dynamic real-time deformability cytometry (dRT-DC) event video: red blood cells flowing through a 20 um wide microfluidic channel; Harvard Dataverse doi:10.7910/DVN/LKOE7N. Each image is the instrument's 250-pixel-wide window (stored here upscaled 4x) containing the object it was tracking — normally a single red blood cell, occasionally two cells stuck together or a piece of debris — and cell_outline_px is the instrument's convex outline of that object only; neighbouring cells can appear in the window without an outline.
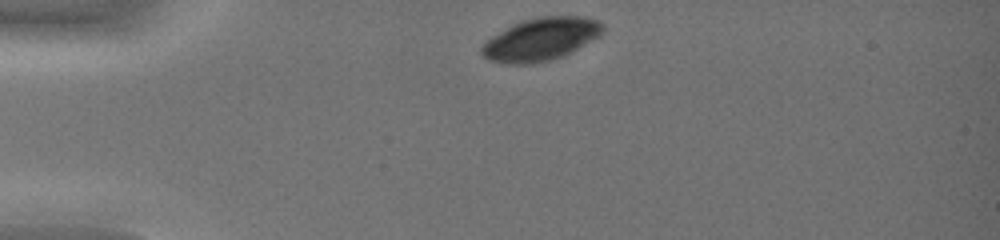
{"species": "common noctule bat (a hibernating species)", "species_latin": "Nyctalus noctula", "temperature_condition": "warm", "stored_images_in_passage": 34, "camera_frame_rate_fps": 3000, "um_per_image_px": 0.085, "animal": {"sex": "female", "body_mass_g": 19.0, "forearm_length_mm": 51.5}, "frame": {"image": 1, "passage_image": 1, "time_ms": 0.0, "image_size_px": [1000, 240], "cell_outline_px": [[604, 28], [600, 36], [564, 56], [532, 64], [508, 64], [488, 60], [480, 52], [480, 48], [492, 36], [512, 24], [524, 20], [540, 16], [584, 16], [596, 20], [604, 24]], "centroid_in_image_um": [45.98, 3.33], "position_along_channel_um": 39.0, "area_um2": 30.17}}
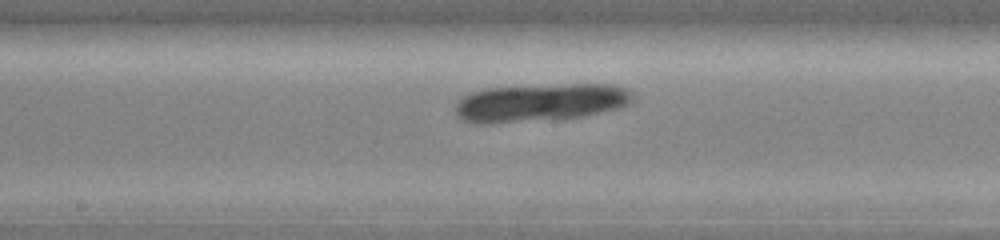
{"frame": {"image": 2, "passage_image": 16, "time_ms": 5.0, "image_size_px": [1000, 240], "cell_outline_px": [[632, 100], [620, 108], [584, 116], [492, 124], [476, 124], [460, 120], [456, 116], [456, 104], [464, 96], [472, 92], [488, 88], [572, 84], [612, 84], [624, 88], [632, 96]], "centroid_in_image_um": [45.86, 8.73], "position_along_channel_um": 202.3, "area_um2": 38.9}}
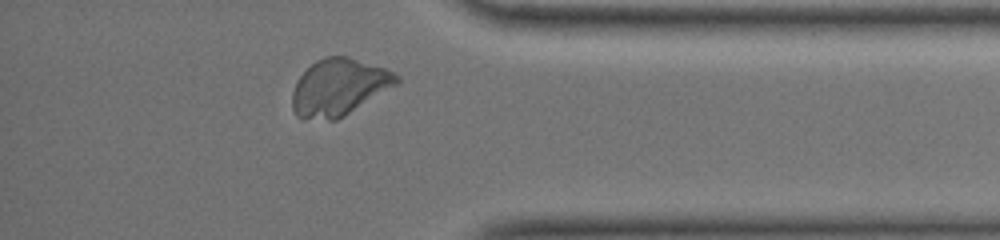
{"frame": {"image": 3, "passage_image": 31, "time_ms": 10.0, "image_size_px": [1000, 240], "cell_outline_px": [[400, 80], [396, 84], [344, 116], [336, 120], [300, 120], [296, 116], [292, 108], [292, 92], [300, 76], [316, 60], [328, 56], [348, 56], [384, 68], [400, 76]], "centroid_in_image_um": [28.77, 7.43], "position_along_channel_um": 406.4, "area_um2": 34.33}}